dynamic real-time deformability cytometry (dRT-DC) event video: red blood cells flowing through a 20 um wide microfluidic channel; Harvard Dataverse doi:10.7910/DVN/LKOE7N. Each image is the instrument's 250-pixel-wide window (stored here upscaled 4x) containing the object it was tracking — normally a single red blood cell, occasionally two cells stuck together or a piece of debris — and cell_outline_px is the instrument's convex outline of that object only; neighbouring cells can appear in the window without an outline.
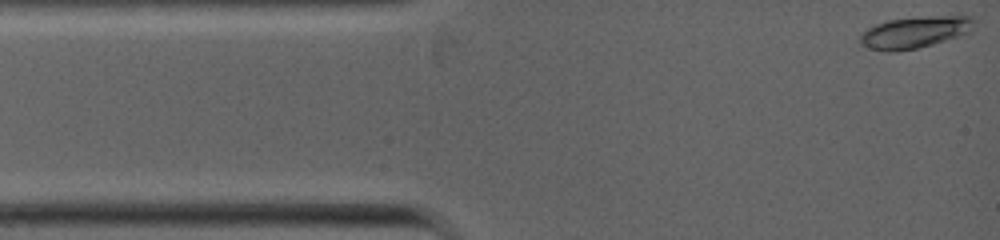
{"species": "common noctule bat (a hibernating species)", "species_latin": "Nyctalus noctula", "temperature_condition": "warm", "stored_images_in_passage": 26, "camera_frame_rate_fps": 5000, "um_per_image_px": 0.085, "animal": {"sex": "female", "body_mass_g": 19.0, "forearm_length_mm": 53.3}, "frame": {"image": 1, "passage_image": 1, "time_ms": 0.0, "image_size_px": [1000, 240], "cell_outline_px": [[976, 28], [972, 32], [920, 48], [896, 52], [888, 52], [872, 48], [860, 44], [860, 36], [868, 28], [892, 20], [944, 16], [968, 16], [972, 20]], "centroid_in_image_um": [77.81, 2.78], "position_along_channel_um": 7.2, "area_um2": 20.58}}
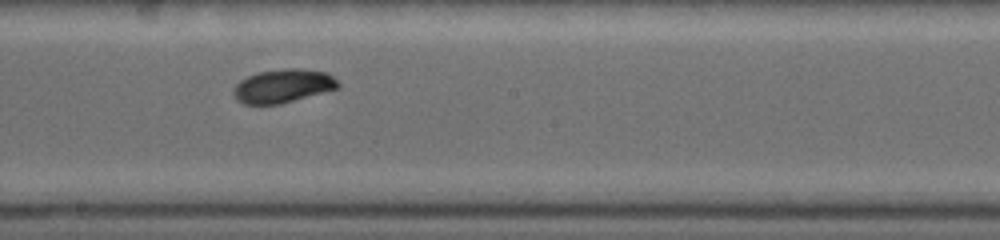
{"frame": {"image": 2, "passage_image": 15, "time_ms": 5.6, "image_size_px": [1000, 240], "cell_outline_px": [[340, 88], [280, 104], [244, 104], [236, 100], [232, 92], [236, 84], [240, 80], [248, 76], [260, 72], [284, 68], [296, 68], [324, 72], [332, 76], [340, 84]], "centroid_in_image_um": [24.04, 7.31], "position_along_channel_um": 224.2, "area_um2": 20.4}}
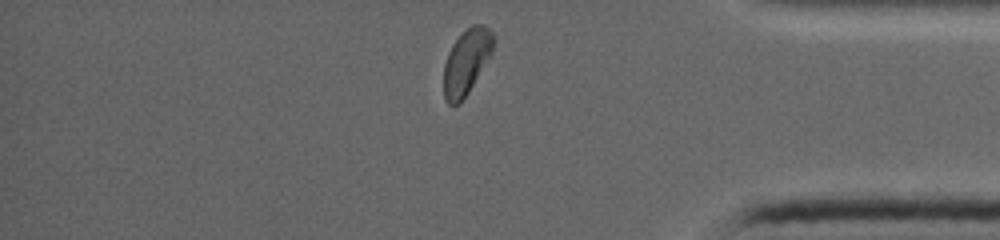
{"frame": {"image": 3, "passage_image": 25, "time_ms": 9.4, "image_size_px": [1000, 240], "cell_outline_px": [[496, 40], [492, 52], [468, 92], [460, 104], [448, 104], [444, 96], [444, 64], [448, 52], [452, 44], [472, 24], [484, 24], [496, 36]], "centroid_in_image_um": [39.67, 5.22], "position_along_channel_um": 395.5, "area_um2": 18.73}}